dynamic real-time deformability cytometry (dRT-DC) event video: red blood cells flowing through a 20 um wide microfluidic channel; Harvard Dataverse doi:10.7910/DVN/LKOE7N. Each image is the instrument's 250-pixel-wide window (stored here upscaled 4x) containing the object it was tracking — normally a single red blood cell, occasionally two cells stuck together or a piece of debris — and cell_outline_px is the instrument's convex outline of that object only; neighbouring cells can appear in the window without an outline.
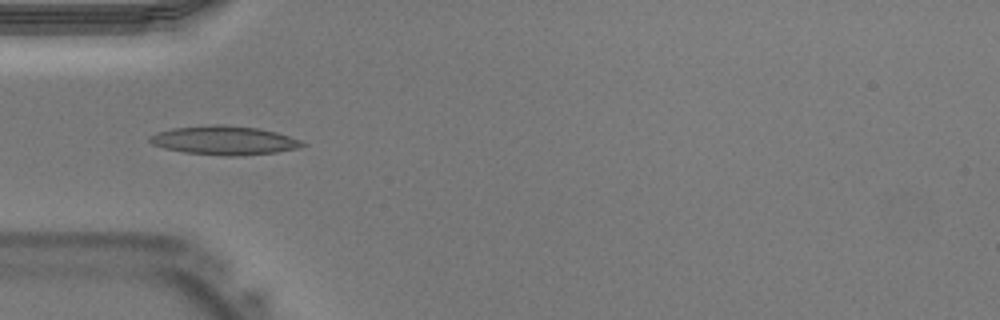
{"species": "Egyptian fruit bat (a non-hibernating species)", "species_latin": "Rousettus aegyptiacus", "temperature_condition": "warm", "stored_images_in_passage": 40, "camera_frame_rate_fps": 3000, "um_per_image_px": 0.085, "animal": {"sex": "male"}, "frame": {"image": 1, "passage_image": 12, "time_ms": 3.667, "image_size_px": [1000, 320], "cell_outline_px": [[308, 144], [296, 148], [276, 152], [240, 156], [224, 156], [184, 152], [164, 148], [152, 144], [148, 140], [148, 136], [156, 132], [172, 128], [212, 124], [224, 124], [256, 128], [276, 132], [300, 140]], "centroid_in_image_um": [19.01, 11.93], "position_along_channel_um": 66.0, "area_um2": 25.72}}